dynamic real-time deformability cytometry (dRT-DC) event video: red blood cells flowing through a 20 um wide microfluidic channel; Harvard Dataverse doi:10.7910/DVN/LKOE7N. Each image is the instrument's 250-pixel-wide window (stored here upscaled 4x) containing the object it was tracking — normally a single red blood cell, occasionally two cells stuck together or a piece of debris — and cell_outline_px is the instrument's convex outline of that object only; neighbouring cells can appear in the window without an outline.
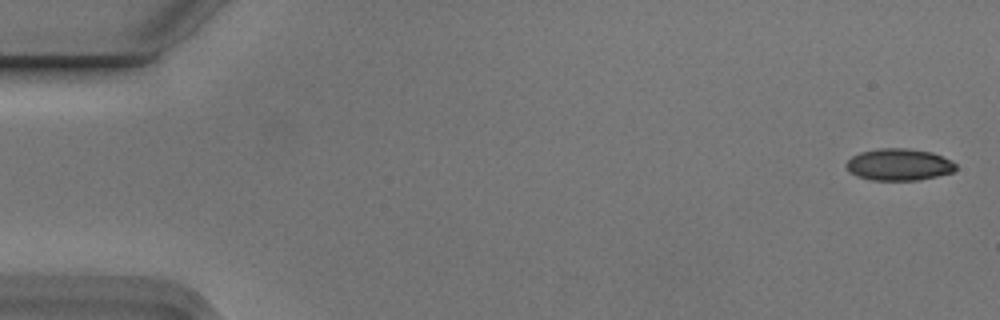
{"species": "Egyptian fruit bat (a non-hibernating species)", "species_latin": "Rousettus aegyptiacus", "temperature_condition": "cold", "stored_images_in_passage": 5, "camera_frame_rate_fps": 3000, "um_per_image_px": 0.085, "animal": {"sex": "male"}, "frame": {"image": 1, "passage_image": 1, "time_ms": 0.0, "image_size_px": [1000, 320], "cell_outline_px": [[956, 168], [952, 172], [920, 180], [872, 180], [856, 176], [848, 172], [844, 164], [852, 156], [860, 152], [880, 148], [908, 148], [932, 152], [952, 160], [956, 164]], "centroid_in_image_um": [76.38, 13.99], "position_along_channel_um": 8.6, "area_um2": 20.52}}